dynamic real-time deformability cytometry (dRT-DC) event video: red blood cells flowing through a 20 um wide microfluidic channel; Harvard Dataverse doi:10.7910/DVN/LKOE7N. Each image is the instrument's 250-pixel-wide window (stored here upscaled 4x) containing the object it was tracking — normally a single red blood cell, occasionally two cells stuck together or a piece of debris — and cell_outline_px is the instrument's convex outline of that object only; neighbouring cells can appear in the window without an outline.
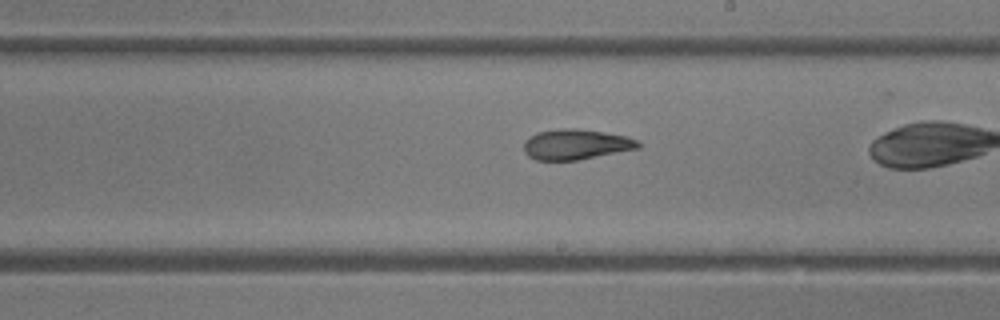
{"species": "common noctule bat (a hibernating species)", "species_latin": "Nyctalus noctula", "temperature_condition": "room temperature", "stored_images_in_passage": 21, "camera_frame_rate_fps": 3000, "um_per_image_px": 0.085, "animal": {"sex": "female"}, "frame": {"image": 1, "passage_image": 12, "time_ms": 3.667, "image_size_px": [1000, 320], "cell_outline_px": [[640, 148], [576, 160], [536, 160], [528, 156], [524, 152], [524, 140], [528, 136], [536, 132], [564, 128], [576, 128], [604, 132], [628, 136], [640, 140]], "centroid_in_image_um": [48.95, 12.26], "position_along_channel_um": 240.0, "area_um2": 20.4}}